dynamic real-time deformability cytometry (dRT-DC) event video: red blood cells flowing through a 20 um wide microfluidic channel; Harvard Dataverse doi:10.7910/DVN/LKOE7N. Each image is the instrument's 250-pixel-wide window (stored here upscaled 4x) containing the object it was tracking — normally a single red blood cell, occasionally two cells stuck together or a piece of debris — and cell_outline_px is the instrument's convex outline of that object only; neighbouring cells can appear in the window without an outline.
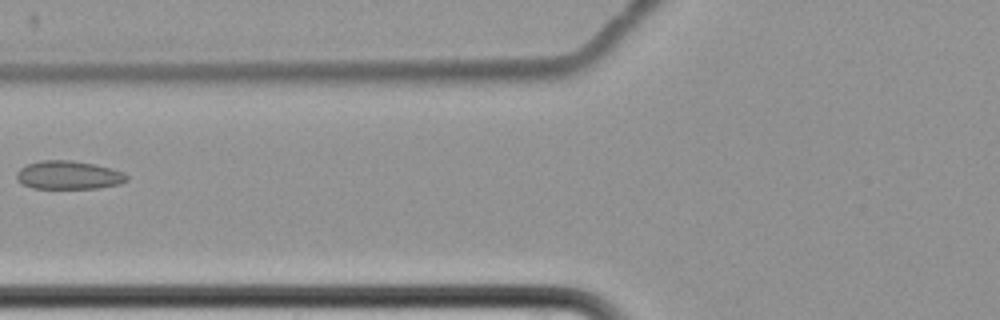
{"species": "common noctule bat (a hibernating species)", "species_latin": "Nyctalus noctula", "temperature_condition": "cold", "stored_images_in_passage": 4, "camera_frame_rate_fps": 3000, "um_per_image_px": 0.085, "animal": {"sex": "female", "body_mass_g": 22.7, "forearm_length_mm": 54.2}, "frame": {"image": 1, "passage_image": 2, "time_ms": 1.333, "image_size_px": [1000, 320], "cell_outline_px": [[128, 180], [120, 184], [96, 188], [32, 188], [20, 184], [16, 180], [16, 172], [20, 168], [28, 164], [40, 160], [68, 160], [92, 164], [112, 168], [124, 172], [128, 176]], "centroid_in_image_um": [5.8, 14.89], "position_along_channel_um": 120.0, "area_um2": 18.32}}
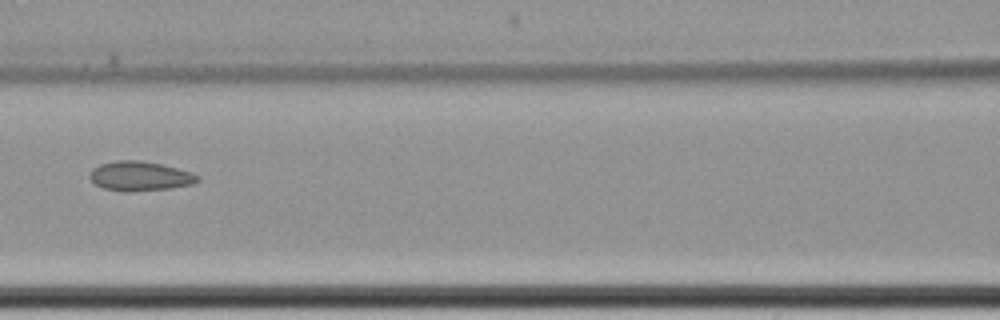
{"frame": {"image": 2, "passage_image": 3, "time_ms": 2.333, "image_size_px": [1000, 320], "cell_outline_px": [[200, 180], [192, 184], [172, 188], [132, 192], [124, 192], [104, 188], [96, 184], [88, 176], [92, 168], [100, 164], [116, 160], [140, 160], [160, 164], [192, 172], [200, 176]], "centroid_in_image_um": [11.9, 14.97], "position_along_channel_um": 154.7, "area_um2": 18.67}}
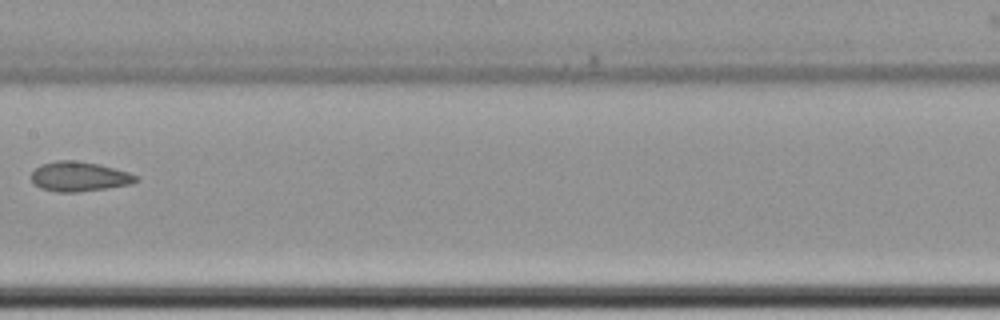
{"frame": {"image": 3, "passage_image": 4, "time_ms": 3.667, "image_size_px": [1000, 320], "cell_outline_px": [[140, 180], [132, 184], [108, 188], [76, 192], [56, 192], [40, 188], [32, 184], [32, 172], [40, 164], [56, 160], [72, 160], [100, 164], [128, 172], [140, 176]], "centroid_in_image_um": [6.75, 15.01], "position_along_channel_um": 200.6, "area_um2": 18.38}}